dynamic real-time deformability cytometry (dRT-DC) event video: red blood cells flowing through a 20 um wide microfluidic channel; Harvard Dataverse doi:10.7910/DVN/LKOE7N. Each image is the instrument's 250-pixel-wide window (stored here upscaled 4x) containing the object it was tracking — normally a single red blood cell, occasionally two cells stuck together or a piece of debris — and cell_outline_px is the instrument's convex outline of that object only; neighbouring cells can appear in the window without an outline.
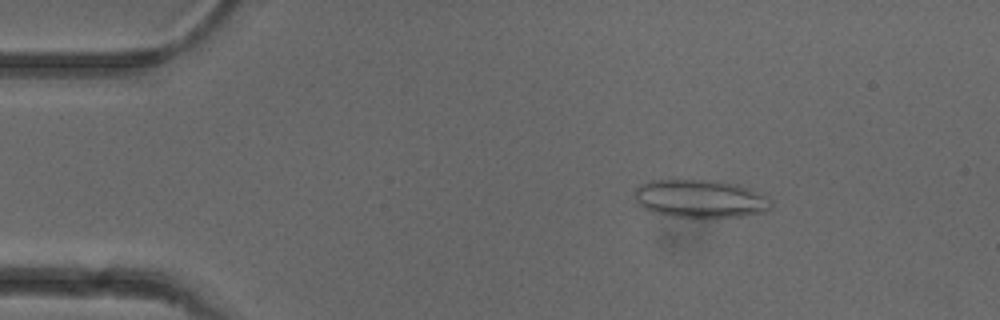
{"species": "common noctule bat (a hibernating species)", "species_latin": "Nyctalus noctula", "temperature_condition": "cold", "stored_images_in_passage": 52, "camera_frame_rate_fps": 3000, "um_per_image_px": 0.085, "animal": {"sex": "female"}, "frame": {"image": 1, "passage_image": 8, "time_ms": 2.333, "image_size_px": [1000, 320], "cell_outline_px": [[772, 208], [764, 212], [740, 216], [668, 216], [652, 212], [640, 208], [636, 204], [632, 196], [636, 188], [640, 184], [652, 180], [716, 180], [740, 184], [768, 196], [772, 200]], "centroid_in_image_um": [59.49, 16.87], "position_along_channel_um": 25.5, "area_um2": 30.63}}
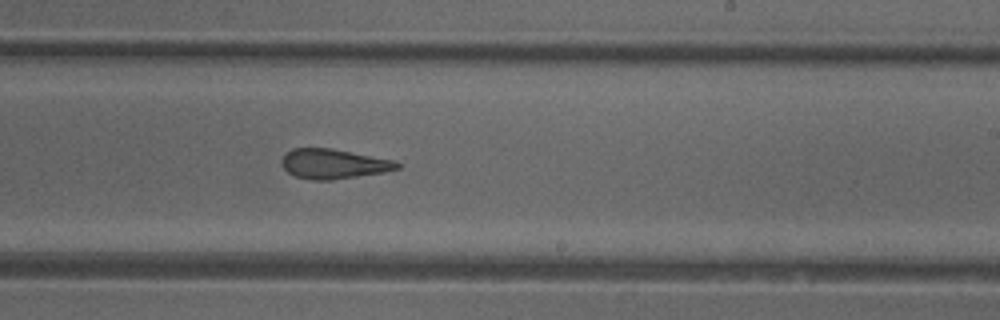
{"frame": {"image": 2, "passage_image": 31, "time_ms": 10.0, "image_size_px": [1000, 320], "cell_outline_px": [[404, 164], [400, 168], [384, 172], [332, 180], [312, 180], [296, 176], [288, 172], [280, 164], [280, 160], [292, 148], [332, 148], [396, 160]], "centroid_in_image_um": [28.4, 13.92], "position_along_channel_um": 260.6, "area_um2": 20.23}}
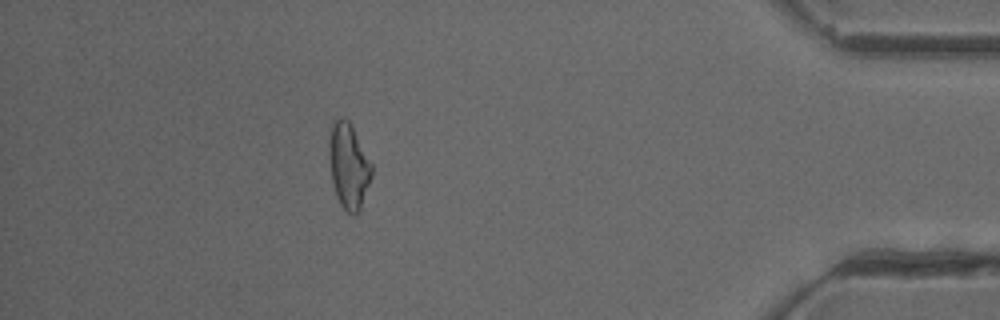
{"frame": {"image": 3, "passage_image": 46, "time_ms": 15.0, "image_size_px": [1000, 320], "cell_outline_px": [[372, 176], [360, 212], [352, 216], [340, 204], [336, 196], [332, 180], [328, 156], [328, 140], [332, 120], [340, 116], [344, 116], [348, 120], [372, 164]], "centroid_in_image_um": [29.61, 14.09], "position_along_channel_um": 405.6, "area_um2": 21.5}, "authors_computed_cell_mechanics": {"area_um2": 21.4727, "velocity_mm_per_s": 3.9295, "shape_relaxation_time_tau1_ms": null, "shape_relaxation_time_tau2_ms": 2.2081, "deformation_change_tau1": null, "deformation_change_tau2": 0.1167}}